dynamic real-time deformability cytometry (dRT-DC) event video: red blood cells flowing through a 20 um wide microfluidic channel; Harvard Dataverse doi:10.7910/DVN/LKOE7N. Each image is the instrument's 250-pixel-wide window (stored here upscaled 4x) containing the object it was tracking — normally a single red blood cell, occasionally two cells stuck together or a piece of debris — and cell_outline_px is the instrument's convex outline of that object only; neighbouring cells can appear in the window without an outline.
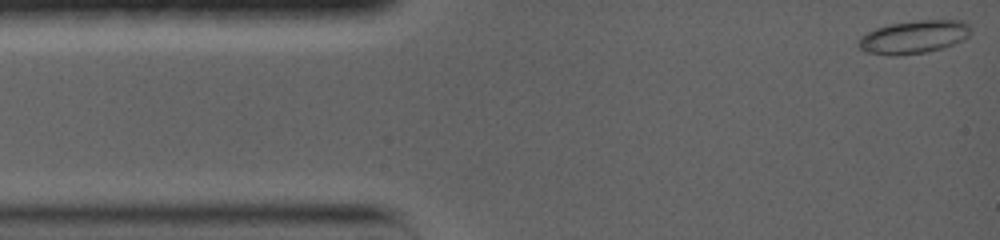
{"species": "common noctule bat (a hibernating species)", "species_latin": "Nyctalus noctula", "temperature_condition": "warm", "stored_images_in_passage": 22, "camera_frame_rate_fps": 5000, "um_per_image_px": 0.085, "animal": {"sex": "female", "body_mass_g": 19.0, "forearm_length_mm": 56.7}, "frame": {"image": 1, "passage_image": 1, "time_ms": 0.0, "image_size_px": [1000, 240], "cell_outline_px": [[972, 32], [968, 36], [944, 48], [928, 52], [896, 56], [888, 56], [864, 52], [856, 44], [860, 36], [876, 28], [888, 24], [916, 20], [964, 20], [968, 24]], "centroid_in_image_um": [77.64, 3.15], "position_along_channel_um": 7.4, "area_um2": 21.96}}
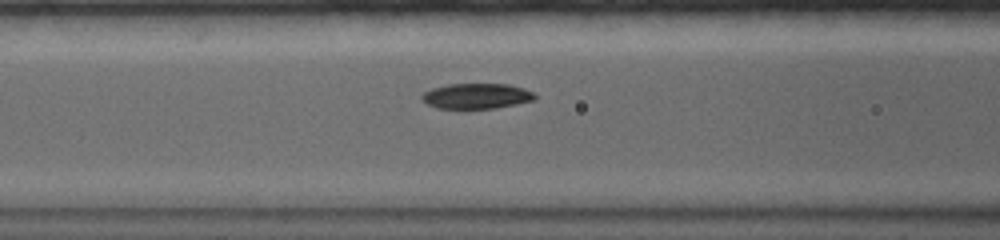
{"frame": {"image": 2, "passage_image": 10, "time_ms": 5.2, "image_size_px": [1000, 240], "cell_outline_px": [[536, 100], [496, 108], [436, 108], [420, 100], [420, 96], [424, 92], [432, 88], [448, 84], [508, 84], [524, 88], [532, 92], [536, 96]], "centroid_in_image_um": [40.49, 8.16], "position_along_channel_um": 126.1, "area_um2": 16.76}}
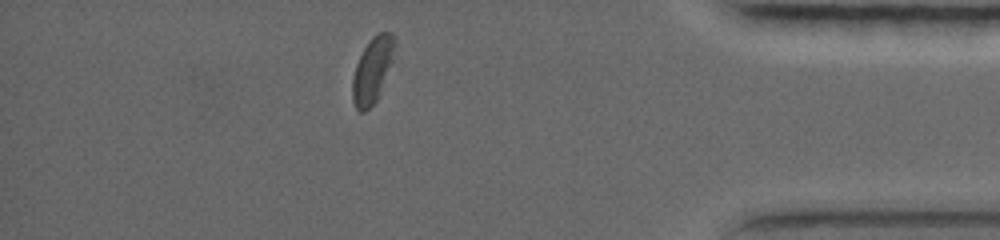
{"frame": {"image": 3, "passage_image": 20, "time_ms": 13.6, "image_size_px": [1000, 240], "cell_outline_px": [[396, 44], [380, 92], [376, 100], [364, 112], [360, 112], [356, 108], [352, 100], [352, 80], [356, 64], [368, 40], [372, 36], [380, 32], [392, 32], [396, 36]], "centroid_in_image_um": [31.64, 5.91], "position_along_channel_um": 403.6, "area_um2": 15.84}, "authors_computed_cell_mechanics": {"area_um2": 17.7735, "velocity_mm_per_s": 3.717, "shape_relaxation_time_tau1_ms": 2.3435, "shape_relaxation_time_tau2_ms": 11.342, "deformation_change_tau1": 0.1006, "deformation_change_tau2": 0.1552}}